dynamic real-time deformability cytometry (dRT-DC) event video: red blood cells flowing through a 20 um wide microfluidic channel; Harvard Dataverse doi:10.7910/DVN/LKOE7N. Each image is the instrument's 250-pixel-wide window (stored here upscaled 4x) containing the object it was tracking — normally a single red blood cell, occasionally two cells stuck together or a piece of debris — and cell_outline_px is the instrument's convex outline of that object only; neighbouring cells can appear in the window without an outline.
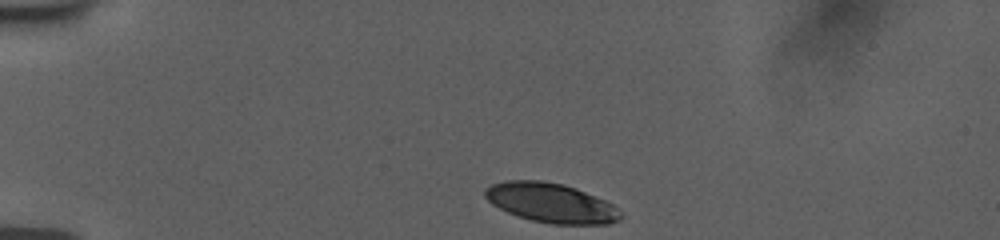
{"species": "human", "species_latin": "Homo sapiens", "temperature_condition": "room temperature", "stored_images_in_passage": 38, "camera_frame_rate_fps": 3000, "um_per_image_px": 0.085, "donor": {"sex": "female"}, "frame": {"image": 1, "passage_image": 1, "time_ms": 0.0, "image_size_px": [1000, 240], "cell_outline_px": [[624, 216], [620, 220], [608, 224], [552, 224], [532, 220], [508, 212], [492, 204], [484, 196], [484, 188], [492, 184], [504, 180], [540, 180], [564, 184], [576, 188], [604, 200], [612, 204]], "centroid_in_image_um": [46.83, 17.23], "position_along_channel_um": 38.2, "area_um2": 31.15}}
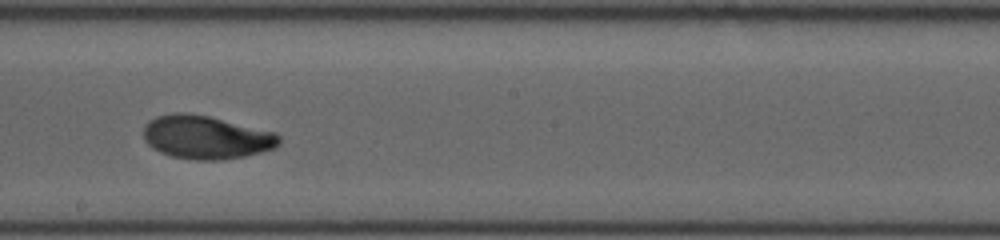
{"frame": {"image": 2, "passage_image": 21, "time_ms": 6.667, "image_size_px": [1000, 240], "cell_outline_px": [[280, 144], [276, 148], [244, 156], [220, 160], [196, 160], [172, 156], [160, 152], [152, 148], [144, 140], [144, 124], [148, 120], [156, 116], [172, 112], [184, 112], [208, 116], [276, 132], [280, 136]], "centroid_in_image_um": [17.5, 11.66], "position_along_channel_um": 230.7, "area_um2": 34.45}}
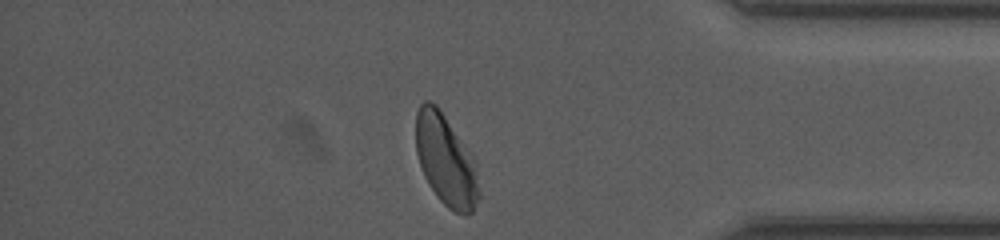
{"frame": {"image": 3, "passage_image": 36, "time_ms": 11.667, "image_size_px": [1000, 240], "cell_outline_px": [[480, 196], [472, 212], [468, 216], [464, 216], [452, 212], [436, 196], [428, 184], [424, 176], [416, 152], [416, 112], [420, 104], [424, 100], [428, 100], [436, 104], [440, 108], [472, 152], [476, 160], [480, 192]], "centroid_in_image_um": [37.93, 13.63], "position_along_channel_um": 397.3, "area_um2": 34.45}, "authors_computed_cell_mechanics": {"area_um2": 34.391, "velocity_mm_per_s": 3.7394, "shape_relaxation_time_tau1_ms": 3.2403, "shape_relaxation_time_tau2_ms": 1.3854, "deformation_change_tau1": 0.1593, "deformation_change_tau2": 0.0383}}